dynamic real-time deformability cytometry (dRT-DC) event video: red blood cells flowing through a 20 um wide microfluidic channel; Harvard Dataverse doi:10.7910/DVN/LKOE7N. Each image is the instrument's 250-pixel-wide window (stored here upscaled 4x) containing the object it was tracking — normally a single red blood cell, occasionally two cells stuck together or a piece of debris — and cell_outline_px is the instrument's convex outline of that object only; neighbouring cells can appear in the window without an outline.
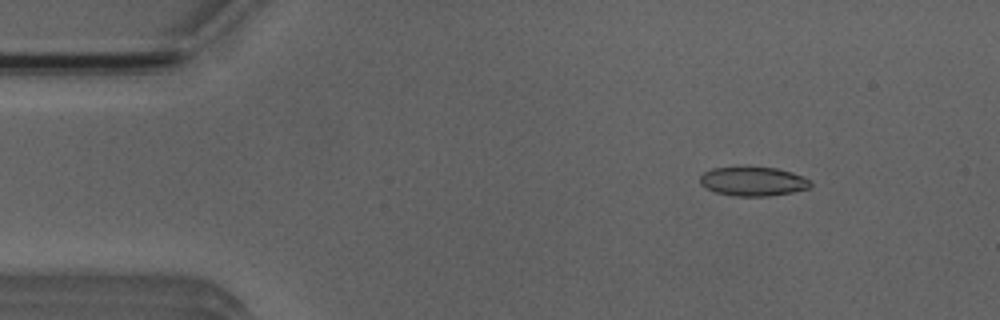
{"species": "Egyptian fruit bat (a non-hibernating species)", "species_latin": "Rousettus aegyptiacus", "temperature_condition": "room temperature", "stored_images_in_passage": 47, "camera_frame_rate_fps": 3000, "um_per_image_px": 0.085, "animal": {"sex": "male"}, "frame": {"image": 1, "passage_image": 2, "time_ms": 0.333, "image_size_px": [1000, 320], "cell_outline_px": [[812, 184], [808, 188], [792, 192], [768, 196], [732, 196], [716, 192], [700, 184], [700, 176], [704, 172], [712, 168], [776, 168], [792, 172], [804, 176]], "centroid_in_image_um": [64.01, 15.43], "position_along_channel_um": 21.0, "area_um2": 18.44}}
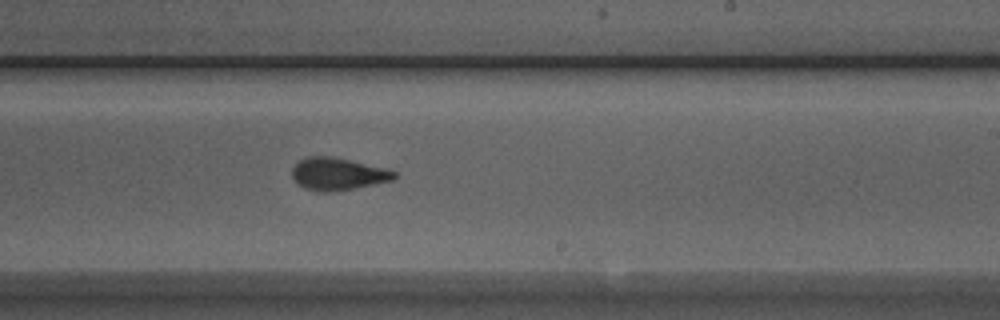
{"frame": {"image": 2, "passage_image": 26, "time_ms": 8.333, "image_size_px": [1000, 320], "cell_outline_px": [[400, 176], [392, 180], [356, 188], [328, 192], [316, 192], [304, 188], [296, 184], [292, 176], [292, 168], [300, 160], [308, 156], [332, 156], [388, 168], [396, 172]], "centroid_in_image_um": [28.73, 14.79], "position_along_channel_um": 260.3, "area_um2": 19.59}}
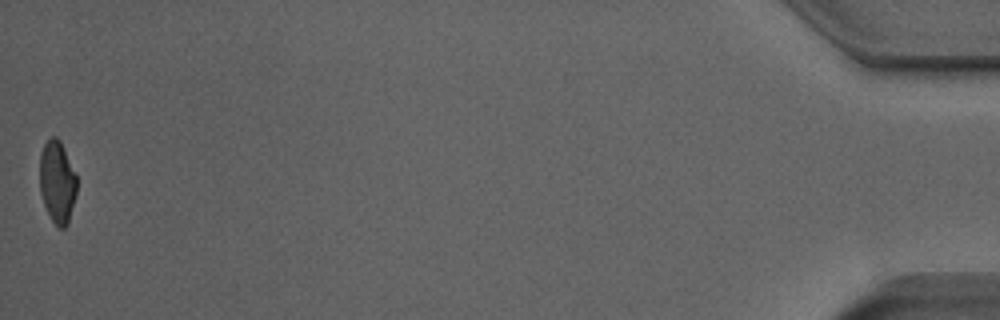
{"frame": {"image": 3, "passage_image": 47, "time_ms": 15.333, "image_size_px": [1000, 320], "cell_outline_px": [[76, 196], [68, 224], [64, 228], [60, 228], [52, 220], [44, 204], [40, 192], [40, 152], [44, 144], [52, 136], [56, 136], [60, 140], [64, 148], [76, 176]], "centroid_in_image_um": [4.86, 15.46], "position_along_channel_um": 430.3, "area_um2": 17.69}, "authors_computed_cell_mechanics": {"area_um2": 19.1318, "velocity_mm_per_s": 3.9312, "shape_relaxation_time_tau1_ms": 3.281, "shape_relaxation_time_tau2_ms": 1.1965, "deformation_change_tau1": 0.1541, "deformation_change_tau2": 0.085}}